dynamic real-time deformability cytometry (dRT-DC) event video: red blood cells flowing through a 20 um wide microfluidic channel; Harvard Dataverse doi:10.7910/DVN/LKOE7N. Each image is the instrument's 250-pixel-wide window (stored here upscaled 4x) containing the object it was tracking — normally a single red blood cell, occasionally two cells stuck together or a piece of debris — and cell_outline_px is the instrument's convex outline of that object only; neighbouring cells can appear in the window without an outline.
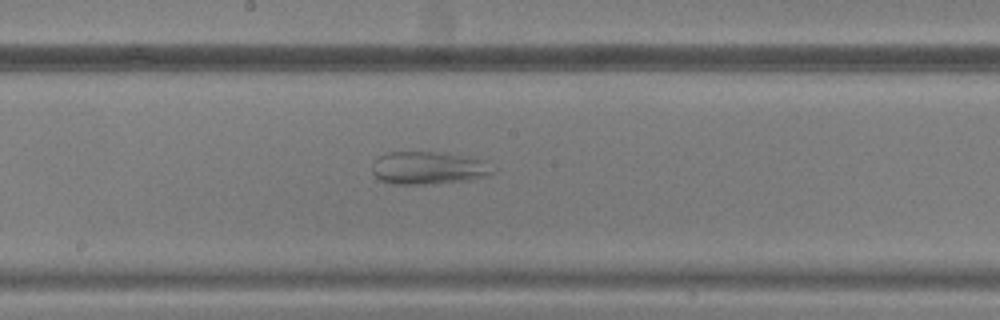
{"species": "common noctule bat (a hibernating species)", "species_latin": "Nyctalus noctula", "temperature_condition": "warm", "stored_images_in_passage": 30, "camera_frame_rate_fps": 3000, "um_per_image_px": 0.085, "animal": {"sex": "male", "body_mass_g": 20.5, "forearm_length_mm": 52.5}, "frame": {"image": 1, "passage_image": 12, "time_ms": 3.667, "image_size_px": [1000, 320], "cell_outline_px": [[492, 172], [484, 176], [468, 180], [436, 184], [392, 184], [380, 180], [372, 172], [372, 160], [388, 152], [436, 152], [480, 160]], "centroid_in_image_um": [36.25, 14.29], "position_along_channel_um": 212.0, "area_um2": 22.43}}
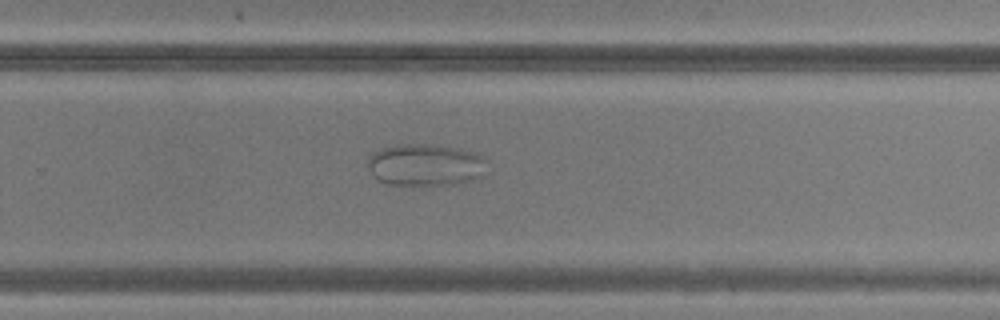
{"frame": {"image": 2, "passage_image": 18, "time_ms": 5.667, "image_size_px": [1000, 320], "cell_outline_px": [[488, 160], [480, 176], [476, 180], [452, 184], [388, 184], [372, 176], [368, 168], [368, 156], [372, 152], [380, 148], [396, 144], [432, 144], [456, 148], [472, 152], [484, 156]], "centroid_in_image_um": [36.13, 13.99], "position_along_channel_um": 293.7, "area_um2": 29.25}}
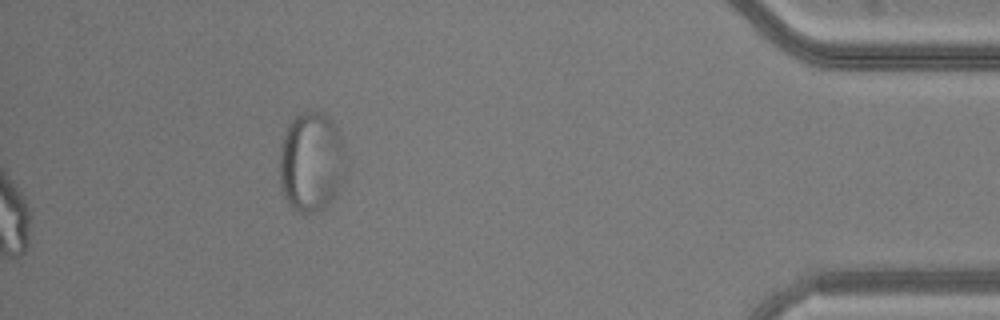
{"frame": {"image": 3, "passage_image": 30, "time_ms": 9.667, "image_size_px": [1000, 320], "cell_outline_px": [[340, 148], [336, 192], [328, 204], [324, 208], [316, 212], [300, 212], [292, 208], [284, 196], [280, 188], [280, 148], [288, 124], [300, 112], [320, 112], [328, 116], [332, 120], [336, 128], [340, 140]], "centroid_in_image_um": [26.32, 13.75], "position_along_channel_um": 408.9, "area_um2": 36.59}}